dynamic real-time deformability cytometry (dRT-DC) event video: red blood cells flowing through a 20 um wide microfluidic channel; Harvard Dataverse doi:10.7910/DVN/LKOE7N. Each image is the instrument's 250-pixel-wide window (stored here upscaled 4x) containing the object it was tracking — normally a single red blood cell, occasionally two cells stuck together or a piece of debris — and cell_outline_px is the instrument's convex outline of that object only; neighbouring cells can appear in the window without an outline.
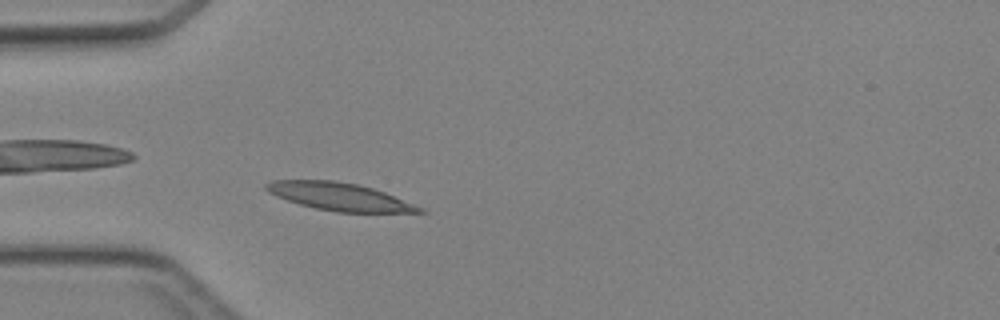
{"species": "Egyptian fruit bat (a non-hibernating species)", "species_latin": "Rousettus aegyptiacus", "temperature_condition": "cold", "stored_images_in_passage": 40, "camera_frame_rate_fps": 3000, "um_per_image_px": 0.085, "animal": {"sex": "female"}, "frame": {"image": 1, "passage_image": 8, "time_ms": 2.333, "image_size_px": [1000, 320], "cell_outline_px": [[428, 212], [336, 212], [316, 208], [300, 204], [276, 196], [268, 192], [264, 188], [264, 184], [272, 180], [332, 180], [360, 184], [384, 192], [424, 208]], "centroid_in_image_um": [28.84, 16.7], "position_along_channel_um": 56.2, "area_um2": 24.62}}
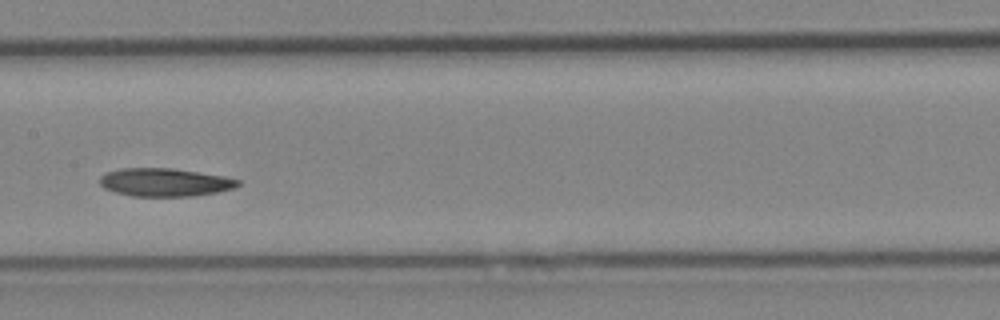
{"frame": {"image": 2, "passage_image": 18, "time_ms": 5.667, "image_size_px": [1000, 320], "cell_outline_px": [[240, 184], [236, 188], [196, 196], [132, 196], [116, 192], [104, 188], [100, 184], [100, 176], [108, 172], [120, 168], [172, 168], [200, 172], [224, 176], [240, 180]], "centroid_in_image_um": [14.04, 15.49], "position_along_channel_um": 193.4, "area_um2": 22.72}}
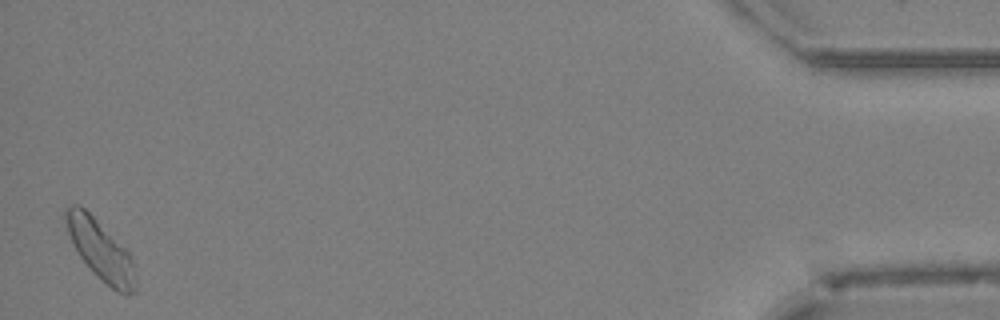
{"frame": {"image": 3, "passage_image": 40, "time_ms": 13.0, "image_size_px": [1000, 320], "cell_outline_px": [[136, 292], [124, 296], [116, 292], [92, 272], [80, 256], [72, 244], [64, 220], [64, 208], [72, 204], [80, 204], [128, 252], [132, 260], [136, 280]], "centroid_in_image_um": [8.52, 21.29], "position_along_channel_um": 426.7, "area_um2": 24.16}}